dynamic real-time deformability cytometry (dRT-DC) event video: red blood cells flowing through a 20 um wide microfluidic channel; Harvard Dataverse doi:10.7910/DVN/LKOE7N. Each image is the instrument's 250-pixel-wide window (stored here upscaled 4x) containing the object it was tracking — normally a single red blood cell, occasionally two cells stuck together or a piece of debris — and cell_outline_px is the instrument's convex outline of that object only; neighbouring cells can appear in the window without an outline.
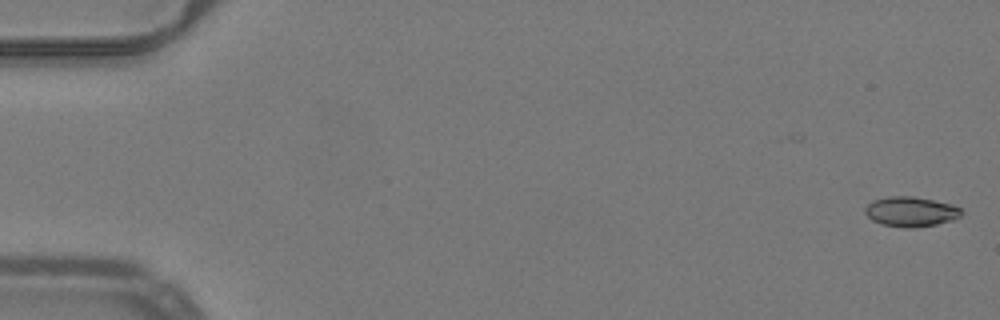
{"species": "common noctule bat (a hibernating species)", "species_latin": "Nyctalus noctula", "temperature_condition": "warm", "stored_images_in_passage": 52, "camera_frame_rate_fps": 3000, "um_per_image_px": 0.085, "animal": {"sex": "male", "body_mass_g": 19.2, "forearm_length_mm": 51.8}, "frame": {"image": 1, "passage_image": 1, "time_ms": 0.0, "image_size_px": [1000, 320], "cell_outline_px": [[964, 212], [960, 216], [952, 220], [936, 224], [912, 228], [908, 228], [884, 224], [872, 220], [864, 212], [864, 208], [872, 200], [888, 196], [912, 196], [952, 204], [960, 208]], "centroid_in_image_um": [77.42, 17.98], "position_along_channel_um": 7.6, "area_um2": 16.7}}
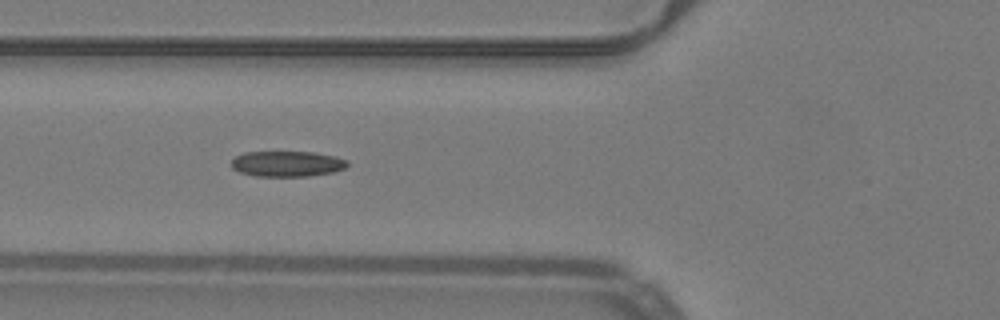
{"frame": {"image": 2, "passage_image": 20, "time_ms": 6.333, "image_size_px": [1000, 320], "cell_outline_px": [[348, 164], [344, 168], [332, 172], [308, 176], [256, 176], [240, 172], [232, 168], [232, 160], [236, 156], [244, 152], [316, 152], [336, 156], [348, 160]], "centroid_in_image_um": [24.42, 13.91], "position_along_channel_um": 101.4, "area_um2": 17.28}}
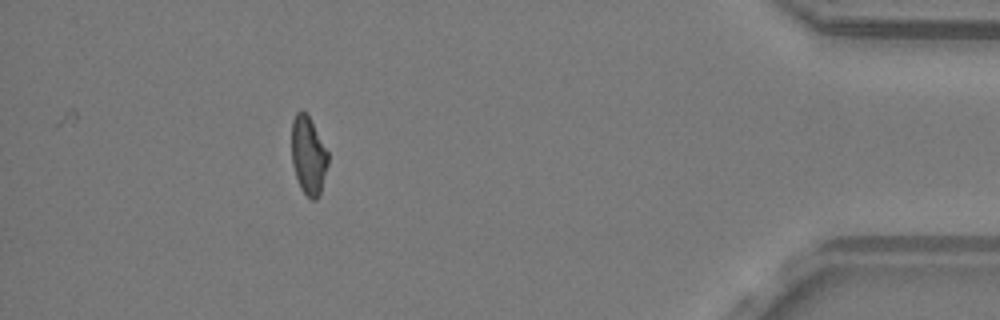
{"frame": {"image": 3, "passage_image": 47, "time_ms": 15.333, "image_size_px": [1000, 320], "cell_outline_px": [[328, 164], [320, 196], [316, 200], [312, 200], [300, 188], [292, 164], [292, 120], [296, 112], [300, 108], [308, 116], [328, 152]], "centroid_in_image_um": [26.21, 13.24], "position_along_channel_um": 409.0, "area_um2": 16.53}, "authors_computed_cell_mechanics": {"area_um2": 17.1377, "velocity_mm_per_s": 4.0238, "shape_relaxation_time_tau1_ms": null, "shape_relaxation_time_tau2_ms": 3.4253, "deformation_change_tau1": null, "deformation_change_tau2": 0.1137}}